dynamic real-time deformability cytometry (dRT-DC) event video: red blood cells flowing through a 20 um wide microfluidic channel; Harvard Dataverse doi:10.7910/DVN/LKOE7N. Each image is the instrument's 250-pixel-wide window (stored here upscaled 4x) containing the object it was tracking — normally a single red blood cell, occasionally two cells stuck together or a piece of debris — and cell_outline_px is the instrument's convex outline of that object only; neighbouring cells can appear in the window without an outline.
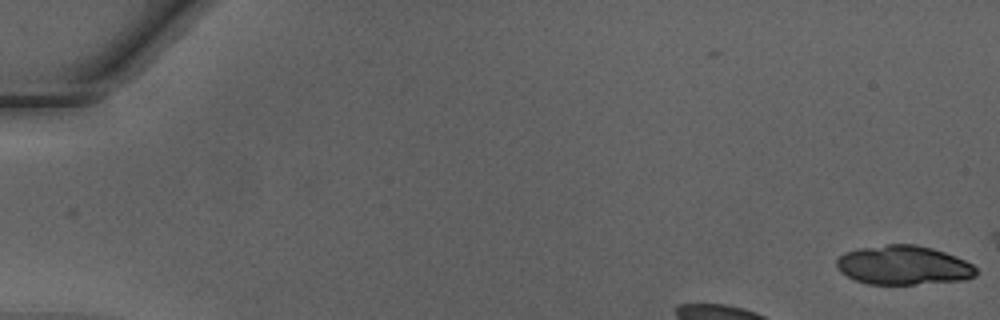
{"species": "Egyptian fruit bat (a non-hibernating species)", "species_latin": "Rousettus aegyptiacus", "temperature_condition": "warm", "stored_images_in_passage": 37, "camera_frame_rate_fps": 3000, "um_per_image_px": 0.085, "animal": {"sex": "male"}, "frame": {"image": 1, "passage_image": 1, "time_ms": 0.0, "image_size_px": [1000, 320], "cell_outline_px": [[976, 276], [964, 280], [916, 284], [868, 284], [856, 280], [840, 272], [836, 264], [836, 260], [844, 252], [860, 248], [888, 244], [916, 244], [932, 248], [956, 256], [972, 264], [976, 268]], "centroid_in_image_um": [76.79, 22.54], "position_along_channel_um": 8.2, "area_um2": 31.79}}
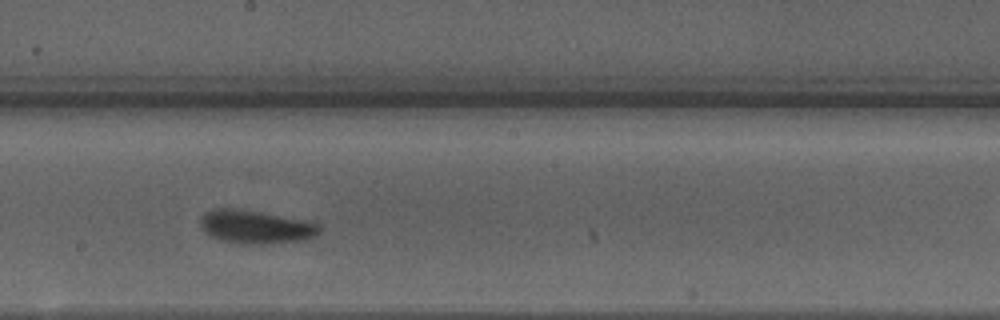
{"frame": {"image": 2, "passage_image": 23, "time_ms": 7.333, "image_size_px": [1000, 320], "cell_outline_px": [[320, 232], [316, 236], [296, 240], [260, 244], [240, 244], [220, 240], [204, 232], [200, 228], [200, 216], [204, 212], [212, 208], [232, 208], [304, 220], [316, 224], [320, 228]], "centroid_in_image_um": [21.62, 19.28], "position_along_channel_um": 226.6, "area_um2": 22.77}}
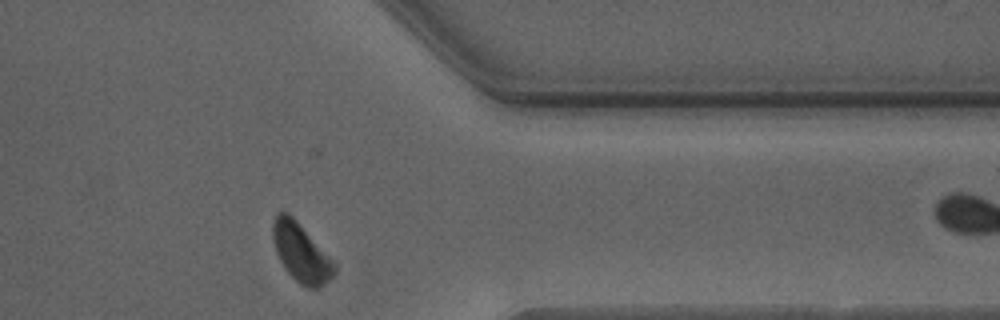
{"frame": {"image": 3, "passage_image": 35, "time_ms": 11.333, "image_size_px": [1000, 320], "cell_outline_px": [[336, 272], [320, 288], [308, 288], [300, 284], [284, 268], [276, 252], [272, 240], [272, 224], [276, 212], [288, 212], [296, 220], [336, 264]], "centroid_in_image_um": [25.56, 21.47], "position_along_channel_um": 385.8, "area_um2": 20.81}}